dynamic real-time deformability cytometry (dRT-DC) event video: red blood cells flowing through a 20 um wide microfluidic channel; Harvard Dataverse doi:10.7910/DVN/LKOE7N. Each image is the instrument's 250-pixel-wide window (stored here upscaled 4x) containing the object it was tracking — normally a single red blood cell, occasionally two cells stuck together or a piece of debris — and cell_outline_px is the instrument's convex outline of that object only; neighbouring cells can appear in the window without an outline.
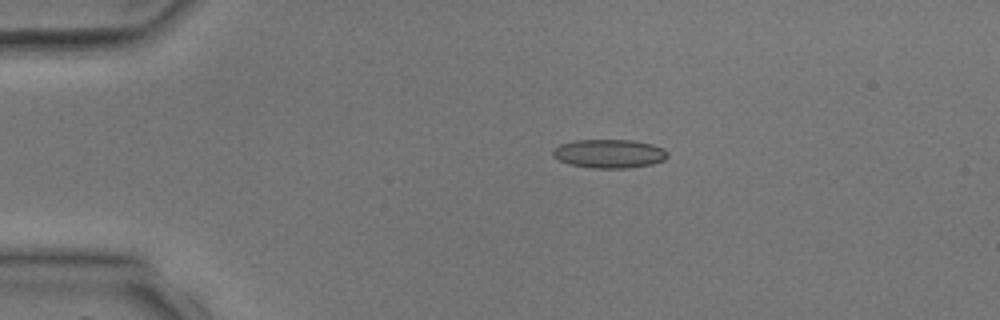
{"species": "common noctule bat (a hibernating species)", "species_latin": "Nyctalus noctula", "temperature_condition": "room temperature", "stored_images_in_passage": 3, "camera_frame_rate_fps": 3000, "um_per_image_px": 0.085, "animal": {"sex": "male", "body_mass_g": 17.9, "forearm_length_mm": 54.2}, "frame": {"image": 1, "passage_image": 2, "time_ms": 2.333, "image_size_px": [1000, 320], "cell_outline_px": [[668, 156], [664, 160], [652, 164], [628, 168], [592, 168], [568, 164], [552, 156], [552, 148], [560, 144], [572, 140], [632, 140], [652, 144], [664, 148], [668, 152]], "centroid_in_image_um": [51.77, 13.05], "position_along_channel_um": 33.2, "area_um2": 19.42}}